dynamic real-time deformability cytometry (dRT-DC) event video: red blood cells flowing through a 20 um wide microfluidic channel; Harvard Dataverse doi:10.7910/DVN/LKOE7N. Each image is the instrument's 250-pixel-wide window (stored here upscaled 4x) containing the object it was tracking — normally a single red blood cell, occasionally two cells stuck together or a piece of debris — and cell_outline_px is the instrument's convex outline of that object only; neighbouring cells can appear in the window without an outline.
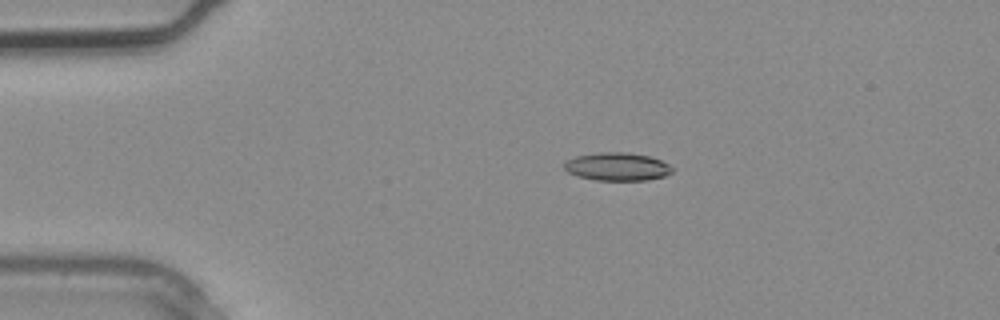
{"species": "common noctule bat (a hibernating species)", "species_latin": "Nyctalus noctula", "temperature_condition": "warm", "stored_images_in_passage": 3, "camera_frame_rate_fps": 3000, "um_per_image_px": 0.085, "animal": {"sex": "male", "body_mass_g": 20.4}, "frame": {"image": 1, "passage_image": 2, "time_ms": 0.333, "image_size_px": [1000, 320], "cell_outline_px": [[672, 172], [664, 176], [648, 180], [596, 180], [580, 176], [568, 172], [564, 168], [564, 160], [576, 156], [600, 152], [628, 152], [648, 156], [660, 160], [668, 164], [672, 168]], "centroid_in_image_um": [52.44, 14.16], "position_along_channel_um": 32.6, "area_um2": 17.57}}